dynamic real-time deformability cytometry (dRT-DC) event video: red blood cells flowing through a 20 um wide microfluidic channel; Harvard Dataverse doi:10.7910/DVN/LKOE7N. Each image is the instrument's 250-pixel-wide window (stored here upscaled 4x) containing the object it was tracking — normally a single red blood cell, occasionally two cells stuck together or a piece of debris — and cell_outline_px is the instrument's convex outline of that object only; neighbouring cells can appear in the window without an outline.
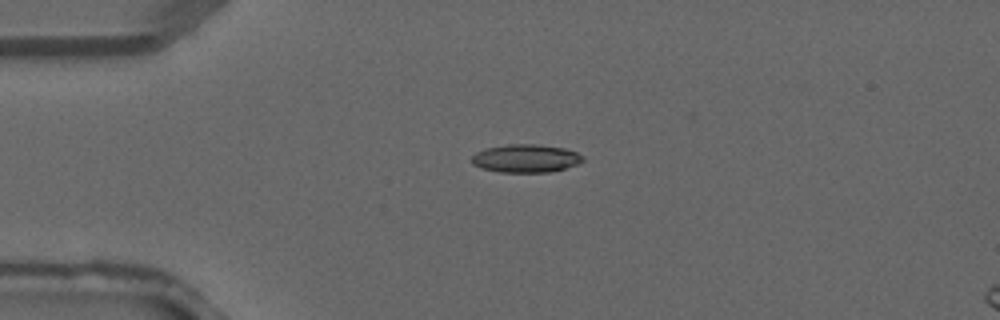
{"species": "common noctule bat (a hibernating species)", "species_latin": "Nyctalus noctula", "temperature_condition": "warm", "stored_images_in_passage": 3, "camera_frame_rate_fps": 3000, "um_per_image_px": 0.085, "animal": {"sex": "male", "forearm_length_mm": 52.5}, "frame": {"image": 1, "passage_image": 1, "time_ms": 0.0, "image_size_px": [1000, 320], "cell_outline_px": [[584, 160], [576, 164], [564, 168], [548, 172], [500, 172], [484, 168], [472, 164], [472, 156], [476, 152], [484, 148], [508, 144], [536, 144], [564, 148], [576, 152], [584, 156]], "centroid_in_image_um": [44.68, 13.45], "position_along_channel_um": 40.3, "area_um2": 18.09}}
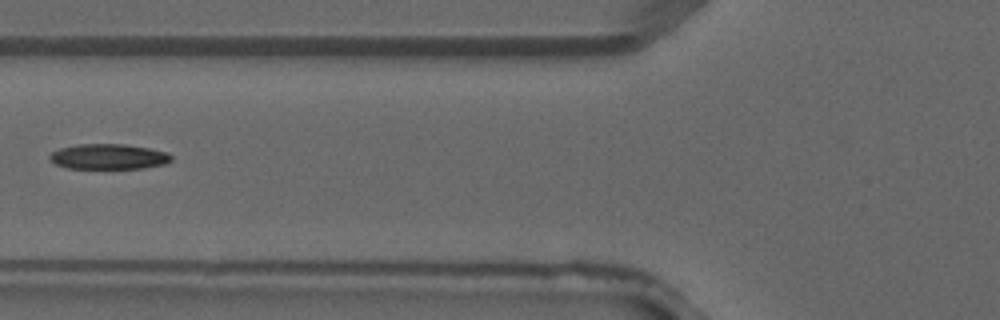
{"frame": {"image": 2, "passage_image": 3, "time_ms": 0.667, "image_size_px": [1000, 320], "cell_outline_px": [[172, 160], [164, 164], [144, 168], [68, 168], [56, 164], [48, 156], [52, 152], [60, 148], [80, 144], [124, 144], [148, 148], [168, 152], [172, 156]], "centroid_in_image_um": [9.26, 13.31], "position_along_channel_um": 116.5, "area_um2": 17.8}}